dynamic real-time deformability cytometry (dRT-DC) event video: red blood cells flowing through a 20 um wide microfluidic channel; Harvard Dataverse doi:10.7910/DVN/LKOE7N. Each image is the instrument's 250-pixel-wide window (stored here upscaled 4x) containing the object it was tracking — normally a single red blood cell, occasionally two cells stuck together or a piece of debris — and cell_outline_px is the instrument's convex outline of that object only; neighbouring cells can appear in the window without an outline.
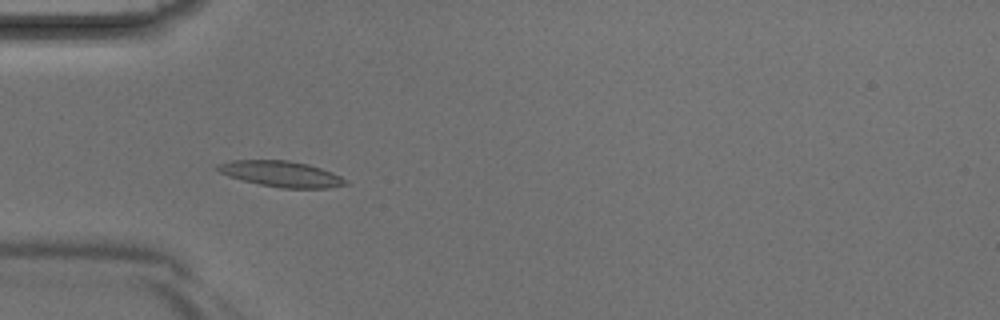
{"species": "Egyptian fruit bat (a non-hibernating species)", "species_latin": "Rousettus aegyptiacus", "temperature_condition": "room temperature", "stored_images_in_passage": 5, "camera_frame_rate_fps": 3000, "um_per_image_px": 0.085, "animal": {"sex": "male"}, "frame": {"image": 1, "passage_image": 4, "time_ms": 1.0, "image_size_px": [1000, 320], "cell_outline_px": [[348, 184], [328, 188], [280, 188], [260, 184], [228, 176], [212, 168], [216, 164], [232, 160], [288, 160], [308, 164], [332, 172], [348, 180]], "centroid_in_image_um": [23.88, 14.78], "position_along_channel_um": 61.1, "area_um2": 19.31}}